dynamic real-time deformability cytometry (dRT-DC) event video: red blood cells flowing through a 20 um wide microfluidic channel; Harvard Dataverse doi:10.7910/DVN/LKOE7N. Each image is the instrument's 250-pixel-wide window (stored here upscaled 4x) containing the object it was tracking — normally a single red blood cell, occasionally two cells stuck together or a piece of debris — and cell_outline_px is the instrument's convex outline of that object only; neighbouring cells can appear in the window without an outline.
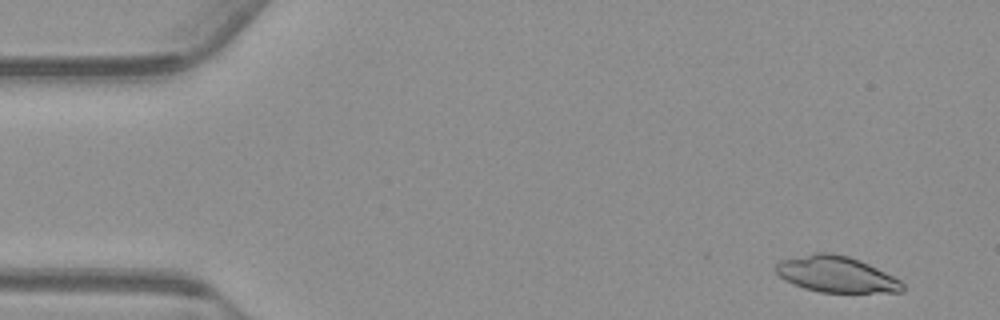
{"species": "common noctule bat (a hibernating species)", "species_latin": "Nyctalus noctula", "temperature_condition": "warm", "stored_images_in_passage": 54, "camera_frame_rate_fps": 3000, "um_per_image_px": 0.085, "animal": {"sex": "male", "body_mass_g": 23.1, "forearm_length_mm": 52.7}, "frame": {"image": 1, "passage_image": 3, "time_ms": 0.667, "image_size_px": [1000, 320], "cell_outline_px": [[904, 292], [820, 292], [804, 288], [792, 284], [784, 280], [776, 272], [776, 264], [780, 260], [816, 252], [832, 252], [848, 256], [860, 260], [900, 280], [904, 284]], "centroid_in_image_um": [71.06, 23.31], "position_along_channel_um": 13.9, "area_um2": 26.59}}
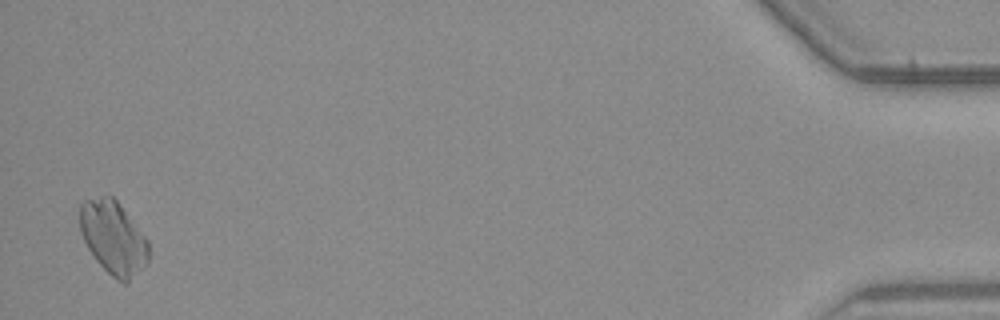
{"frame": {"image": 2, "passage_image": 53, "time_ms": 17.333, "image_size_px": [1000, 320], "cell_outline_px": [[148, 264], [128, 284], [124, 284], [116, 280], [96, 260], [88, 248], [80, 232], [80, 204], [84, 200], [100, 196], [112, 196], [116, 200], [148, 240]], "centroid_in_image_um": [9.64, 20.24], "position_along_channel_um": 425.6, "area_um2": 29.36}}